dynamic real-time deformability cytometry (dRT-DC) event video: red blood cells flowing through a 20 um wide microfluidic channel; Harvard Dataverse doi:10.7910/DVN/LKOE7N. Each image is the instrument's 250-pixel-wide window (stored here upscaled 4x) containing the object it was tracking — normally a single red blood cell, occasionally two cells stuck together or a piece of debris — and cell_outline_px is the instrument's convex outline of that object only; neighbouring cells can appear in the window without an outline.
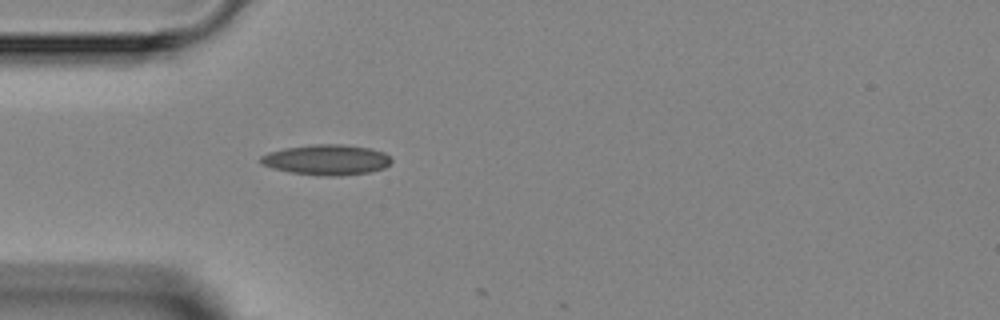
{"species": "Egyptian fruit bat (a non-hibernating species)", "species_latin": "Rousettus aegyptiacus", "temperature_condition": "room temperature", "stored_images_in_passage": 1, "camera_frame_rate_fps": 3000, "um_per_image_px": 0.085, "animal": {"sex": "female"}, "frame": {"image": 1, "passage_image": 1, "time_ms": 0.0, "image_size_px": [1000, 320], "cell_outline_px": [[392, 160], [384, 168], [368, 172], [340, 176], [328, 176], [288, 172], [272, 168], [260, 164], [260, 156], [268, 152], [284, 148], [312, 144], [340, 144], [372, 148], [384, 152]], "centroid_in_image_um": [27.73, 13.57], "position_along_channel_um": 57.3, "area_um2": 23.24}}